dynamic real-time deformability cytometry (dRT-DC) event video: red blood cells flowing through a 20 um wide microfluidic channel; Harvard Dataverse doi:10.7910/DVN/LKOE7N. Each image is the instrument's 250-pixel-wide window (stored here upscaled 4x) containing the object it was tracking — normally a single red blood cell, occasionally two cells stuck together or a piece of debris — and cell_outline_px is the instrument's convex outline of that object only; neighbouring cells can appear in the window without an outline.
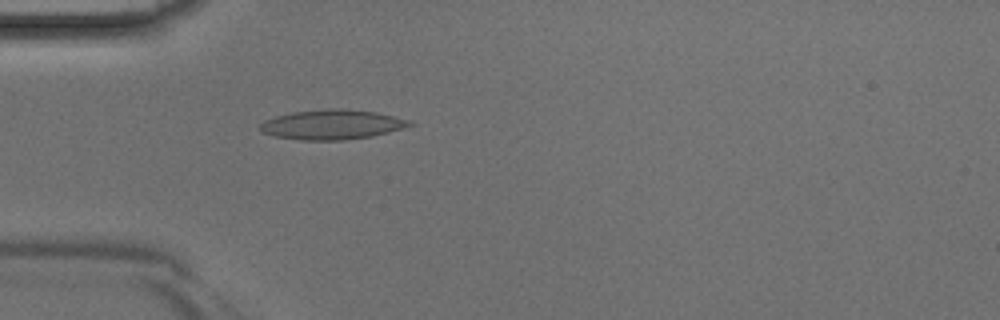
{"species": "Egyptian fruit bat (a non-hibernating species)", "species_latin": "Rousettus aegyptiacus", "temperature_condition": "room temperature", "stored_images_in_passage": 44, "camera_frame_rate_fps": 3000, "um_per_image_px": 0.085, "animal": {"sex": "male"}, "frame": {"image": 1, "passage_image": 13, "time_ms": 4.0, "image_size_px": [1000, 320], "cell_outline_px": [[416, 124], [388, 132], [372, 136], [344, 140], [300, 140], [276, 136], [260, 132], [260, 124], [264, 120], [276, 116], [292, 112], [328, 108], [344, 108], [376, 112], [412, 120]], "centroid_in_image_um": [28.24, 10.58], "position_along_channel_um": 56.8, "area_um2": 26.07}}
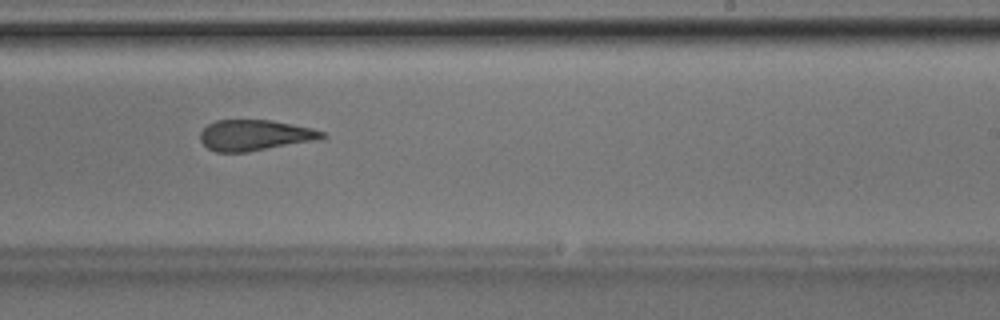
{"frame": {"image": 2, "passage_image": 27, "time_ms": 8.667, "image_size_px": [1000, 320], "cell_outline_px": [[328, 136], [320, 140], [248, 152], [216, 152], [208, 148], [200, 140], [200, 132], [208, 124], [216, 120], [272, 120], [312, 128], [324, 132]], "centroid_in_image_um": [21.7, 11.5], "position_along_channel_um": 267.3, "area_um2": 22.08}}
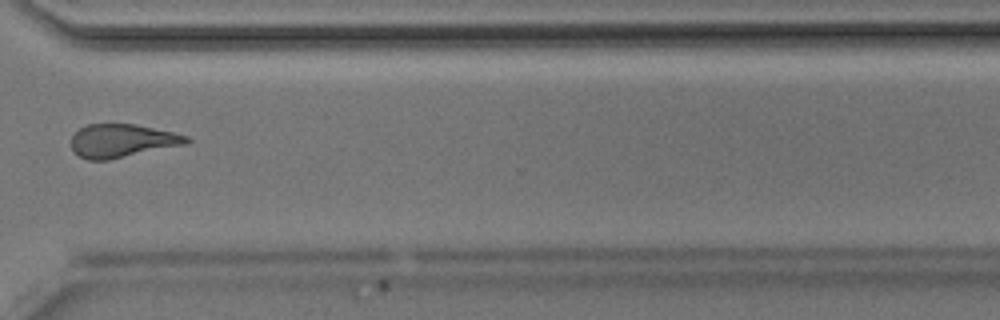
{"frame": {"image": 3, "passage_image": 33, "time_ms": 10.667, "image_size_px": [1000, 320], "cell_outline_px": [[192, 140], [188, 144], [108, 160], [88, 160], [72, 152], [72, 136], [80, 128], [88, 124], [136, 124], [172, 132], [188, 136]], "centroid_in_image_um": [10.4, 11.97], "position_along_channel_um": 360.2, "area_um2": 22.43}}